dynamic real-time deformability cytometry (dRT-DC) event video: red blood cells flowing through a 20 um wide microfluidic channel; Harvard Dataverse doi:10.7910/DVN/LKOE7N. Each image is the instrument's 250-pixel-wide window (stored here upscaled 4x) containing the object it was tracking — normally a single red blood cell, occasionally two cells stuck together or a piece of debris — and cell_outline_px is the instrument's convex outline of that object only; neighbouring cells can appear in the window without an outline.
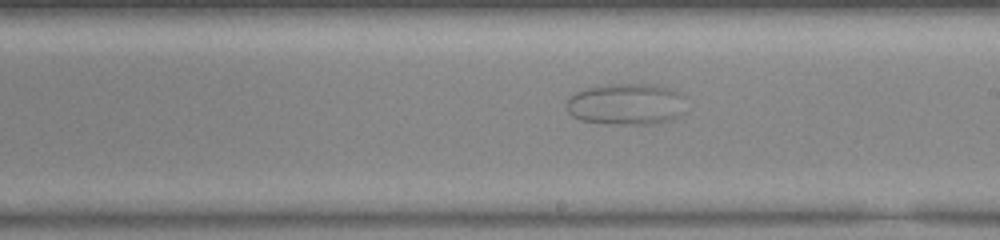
{"species": "common noctule bat (a hibernating species)", "species_latin": "Nyctalus noctula", "temperature_condition": "warm", "stored_images_in_passage": 53, "camera_frame_rate_fps": 3000, "um_per_image_px": 0.085, "animal": {"sex": "female", "body_mass_g": 23.0, "forearm_length_mm": 53.4}, "frame": {"image": 1, "passage_image": 30, "time_ms": 9.667, "image_size_px": [1000, 240], "cell_outline_px": [[688, 112], [684, 116], [672, 120], [656, 124], [608, 124], [580, 120], [572, 116], [568, 112], [564, 104], [576, 92], [588, 88], [612, 84], [656, 84], [672, 88], [680, 92], [684, 96]], "centroid_in_image_um": [53.34, 8.87], "position_along_channel_um": 235.7, "area_um2": 29.77}}